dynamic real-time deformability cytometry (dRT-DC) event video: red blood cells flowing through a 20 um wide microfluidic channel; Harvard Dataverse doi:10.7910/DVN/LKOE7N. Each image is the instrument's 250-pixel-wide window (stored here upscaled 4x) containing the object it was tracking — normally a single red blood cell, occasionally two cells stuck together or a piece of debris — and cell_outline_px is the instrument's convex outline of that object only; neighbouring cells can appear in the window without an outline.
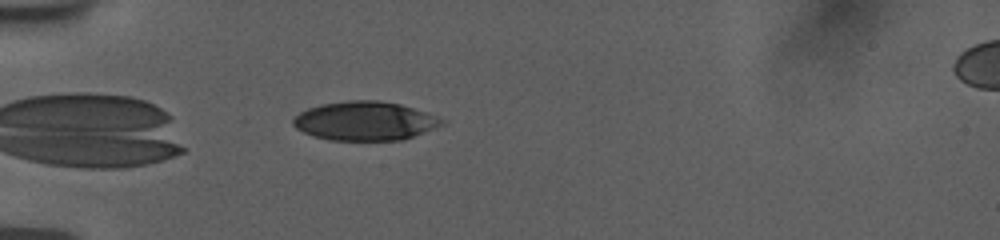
{"species": "human", "species_latin": "Homo sapiens", "temperature_condition": "room temperature", "stored_images_in_passage": 40, "camera_frame_rate_fps": 3000, "um_per_image_px": 0.085, "donor": {"sex": "female"}, "frame": {"image": 1, "passage_image": 2, "time_ms": 0.333, "image_size_px": [1000, 240], "cell_outline_px": [[444, 124], [404, 140], [328, 140], [312, 136], [296, 128], [292, 124], [292, 120], [300, 112], [308, 108], [320, 104], [348, 100], [380, 100], [400, 104], [424, 112], [444, 120]], "centroid_in_image_um": [30.98, 10.28], "position_along_channel_um": 54.0, "area_um2": 33.64}}
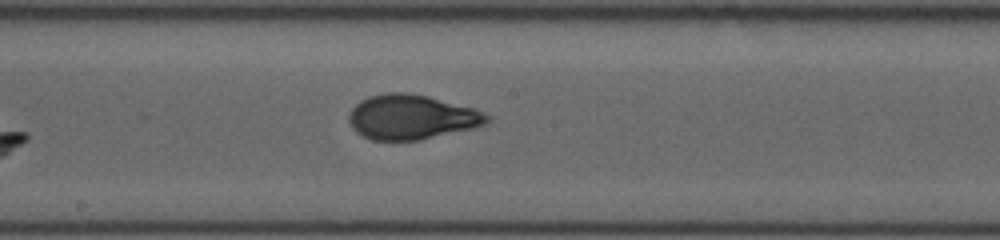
{"frame": {"image": 2, "passage_image": 16, "time_ms": 5.0, "image_size_px": [1000, 240], "cell_outline_px": [[492, 120], [484, 124], [472, 128], [420, 140], [372, 140], [356, 132], [352, 128], [348, 120], [348, 116], [352, 108], [360, 100], [368, 96], [388, 92], [408, 92], [428, 96], [476, 108], [492, 116]], "centroid_in_image_um": [35.0, 9.94], "position_along_channel_um": 213.2, "area_um2": 36.24}}
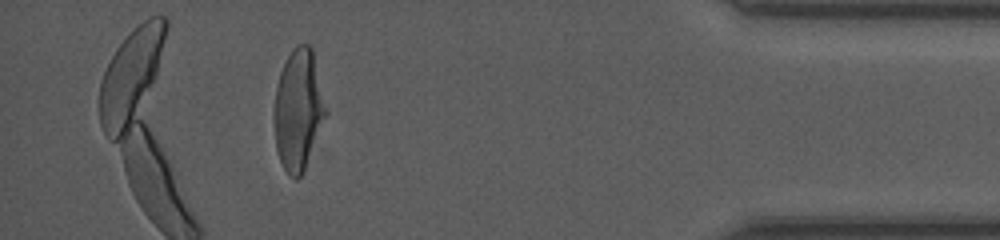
{"frame": {"image": 3, "passage_image": 35, "time_ms": 11.333, "image_size_px": [1000, 240], "cell_outline_px": [[328, 116], [304, 168], [300, 176], [296, 180], [288, 176], [280, 160], [276, 148], [276, 88], [280, 72], [292, 48], [296, 44], [308, 44], [312, 48], [328, 108]], "centroid_in_image_um": [25.42, 9.31], "position_along_channel_um": 409.8, "area_um2": 36.18}, "authors_computed_cell_mechanics": {"area_um2": 35.7204, "velocity_mm_per_s": 3.7722, "shape_relaxation_time_tau1_ms": 4.7583, "shape_relaxation_time_tau2_ms": 0.725, "deformation_change_tau1": 0.1853, "deformation_change_tau2": 0.0601}}